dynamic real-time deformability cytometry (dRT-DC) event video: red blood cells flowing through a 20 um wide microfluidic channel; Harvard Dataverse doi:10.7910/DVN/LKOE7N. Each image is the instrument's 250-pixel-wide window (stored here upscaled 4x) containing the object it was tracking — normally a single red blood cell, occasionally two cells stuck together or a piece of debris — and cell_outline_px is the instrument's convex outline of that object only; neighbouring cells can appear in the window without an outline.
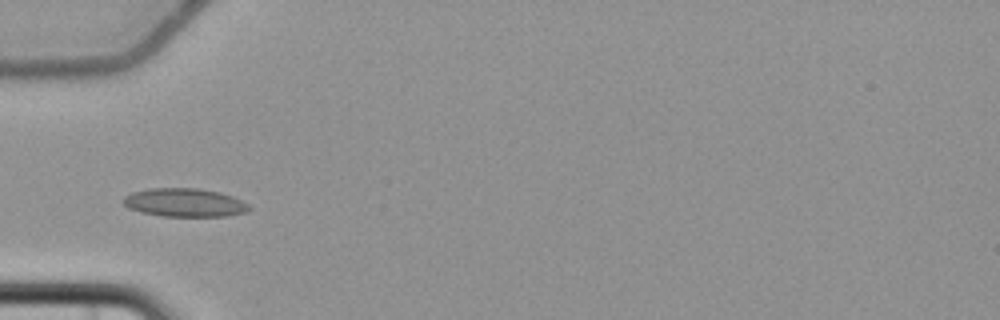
{"species": "common noctule bat (a hibernating species)", "species_latin": "Nyctalus noctula", "temperature_condition": "cold", "stored_images_in_passage": 8, "camera_frame_rate_fps": 3000, "um_per_image_px": 0.085, "animal": {"sex": "female", "body_mass_g": 22.7, "forearm_length_mm": 54.2}, "frame": {"image": 1, "passage_image": 5, "time_ms": 5.0, "image_size_px": [1000, 320], "cell_outline_px": [[252, 208], [244, 212], [224, 216], [160, 216], [140, 212], [128, 208], [120, 200], [124, 196], [132, 192], [148, 188], [200, 188], [220, 192], [232, 196], [248, 204]], "centroid_in_image_um": [15.64, 17.21], "position_along_channel_um": 69.4, "area_um2": 20.98}}
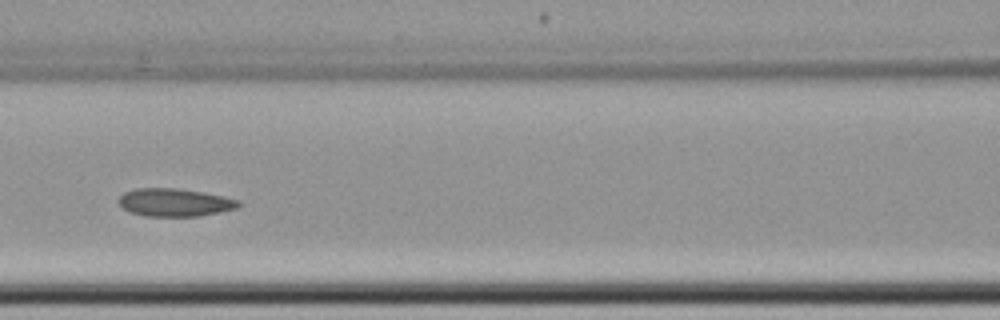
{"frame": {"image": 2, "passage_image": 7, "time_ms": 7.333, "image_size_px": [1000, 320], "cell_outline_px": [[240, 204], [236, 208], [220, 212], [200, 216], [144, 216], [128, 212], [120, 204], [120, 196], [124, 192], [136, 188], [176, 188], [204, 192], [224, 196], [240, 200]], "centroid_in_image_um": [14.86, 17.2], "position_along_channel_um": 151.7, "area_um2": 19.54}}
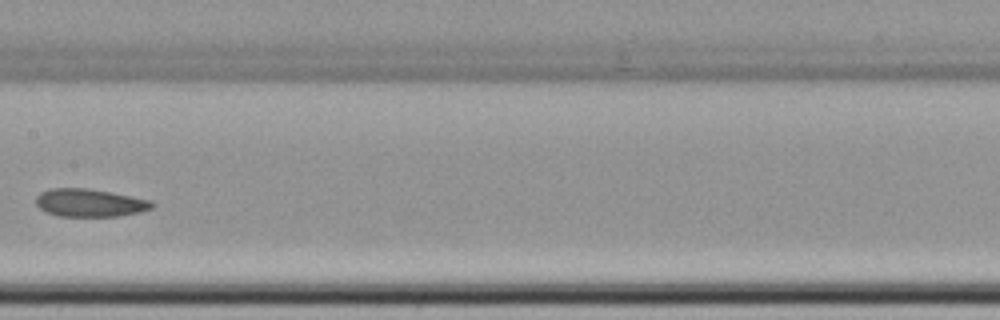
{"frame": {"image": 3, "passage_image": 8, "time_ms": 8.667, "image_size_px": [1000, 320], "cell_outline_px": [[156, 204], [152, 208], [120, 216], [60, 216], [48, 212], [40, 208], [36, 204], [36, 196], [40, 192], [48, 188], [88, 188], [112, 192], [152, 200]], "centroid_in_image_um": [7.63, 17.22], "position_along_channel_um": 199.8, "area_um2": 18.9}}